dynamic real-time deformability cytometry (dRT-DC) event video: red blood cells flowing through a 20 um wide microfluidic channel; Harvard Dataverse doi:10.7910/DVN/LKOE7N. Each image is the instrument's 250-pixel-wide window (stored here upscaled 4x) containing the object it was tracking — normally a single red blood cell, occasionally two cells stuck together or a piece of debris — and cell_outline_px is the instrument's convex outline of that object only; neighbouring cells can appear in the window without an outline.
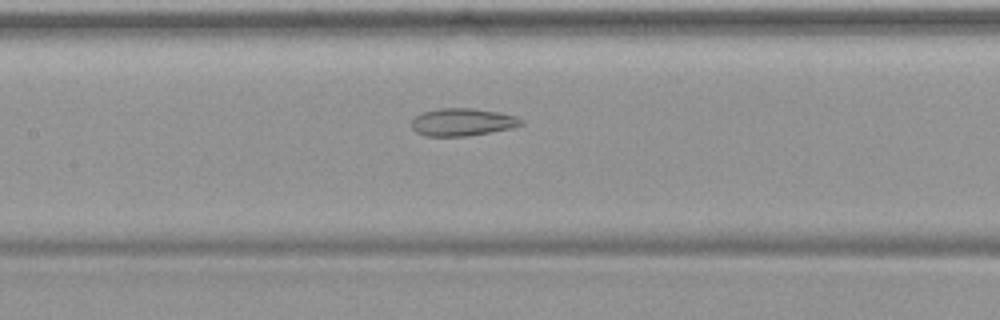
{"species": "common noctule bat (a hibernating species)", "species_latin": "Nyctalus noctula", "temperature_condition": "warm", "stored_images_in_passage": 34, "camera_frame_rate_fps": 3000, "um_per_image_px": 0.085, "animal": {"sex": "female", "body_mass_g": 19.9}, "frame": {"image": 1, "passage_image": 11, "time_ms": 3.333, "image_size_px": [1000, 320], "cell_outline_px": [[524, 124], [512, 128], [492, 132], [468, 136], [424, 136], [416, 132], [412, 128], [412, 120], [416, 116], [424, 112], [440, 108], [472, 108], [500, 112], [516, 116], [524, 120]], "centroid_in_image_um": [39.34, 10.38], "position_along_channel_um": 168.1, "area_um2": 17.74}}
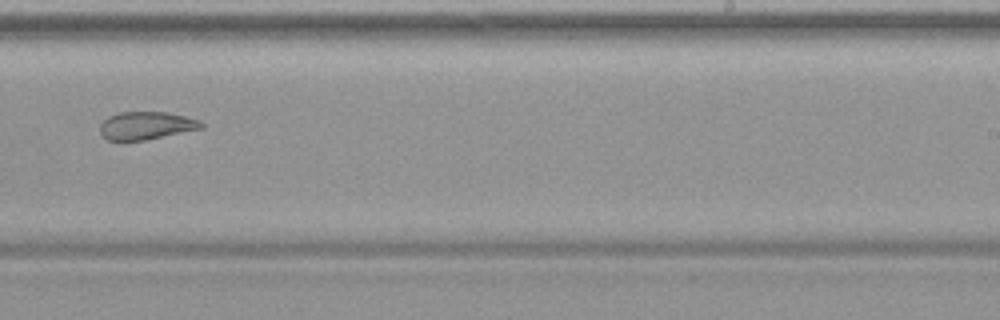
{"frame": {"image": 2, "passage_image": 19, "time_ms": 6.0, "image_size_px": [1000, 320], "cell_outline_px": [[204, 128], [144, 140], [108, 140], [100, 136], [100, 124], [108, 116], [116, 112], [164, 112], [184, 116], [200, 120], [204, 124]], "centroid_in_image_um": [12.4, 10.67], "position_along_channel_um": 276.6, "area_um2": 16.47}}
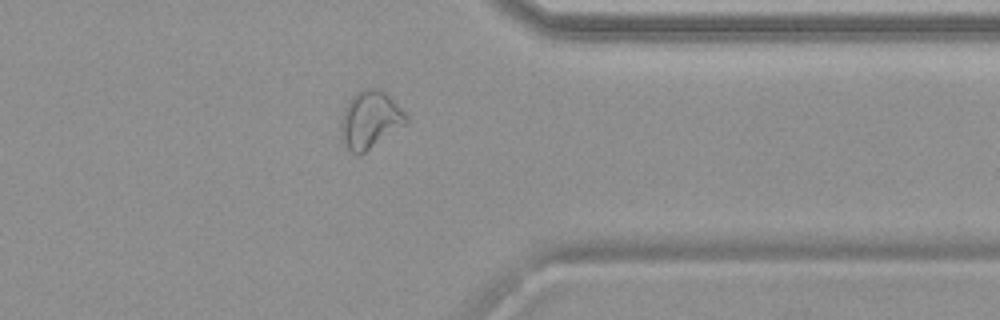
{"frame": {"image": 3, "passage_image": 27, "time_ms": 8.667, "image_size_px": [1000, 320], "cell_outline_px": [[408, 120], [404, 124], [360, 156], [356, 156], [348, 148], [340, 128], [344, 108], [348, 100], [356, 92], [364, 88], [376, 88], [384, 92], [408, 116]], "centroid_in_image_um": [31.43, 10.17], "position_along_channel_um": 380.0, "area_um2": 21.27}}